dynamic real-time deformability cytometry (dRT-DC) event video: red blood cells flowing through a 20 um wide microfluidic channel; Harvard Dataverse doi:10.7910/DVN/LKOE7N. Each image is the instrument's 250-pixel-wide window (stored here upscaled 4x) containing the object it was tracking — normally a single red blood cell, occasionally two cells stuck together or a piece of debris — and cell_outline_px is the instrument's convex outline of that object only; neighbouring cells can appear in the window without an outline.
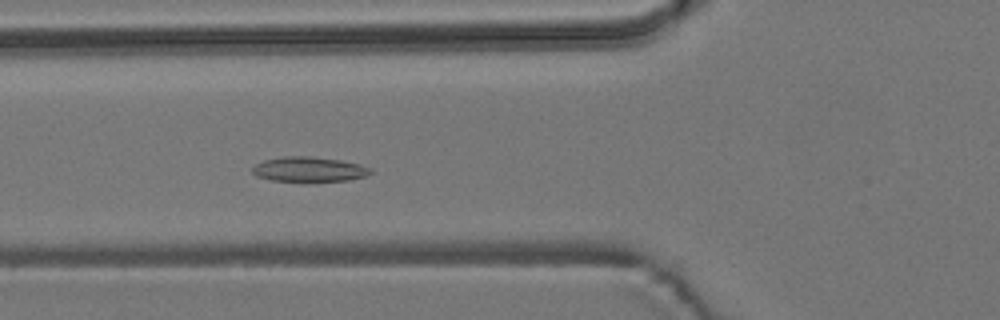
{"species": "common noctule bat (a hibernating species)", "species_latin": "Nyctalus noctula", "temperature_condition": "room temperature", "stored_images_in_passage": 53, "camera_frame_rate_fps": 3000, "um_per_image_px": 0.085, "animal": {"sex": "male", "body_mass_g": 19.2, "forearm_length_mm": 51.8}, "frame": {"image": 1, "passage_image": 18, "time_ms": 5.667, "image_size_px": [1000, 320], "cell_outline_px": [[372, 172], [364, 176], [348, 180], [272, 180], [256, 176], [252, 172], [252, 168], [256, 164], [264, 160], [284, 156], [312, 156], [340, 160], [360, 164], [372, 168]], "centroid_in_image_um": [26.27, 14.36], "position_along_channel_um": 99.5, "area_um2": 16.76}}
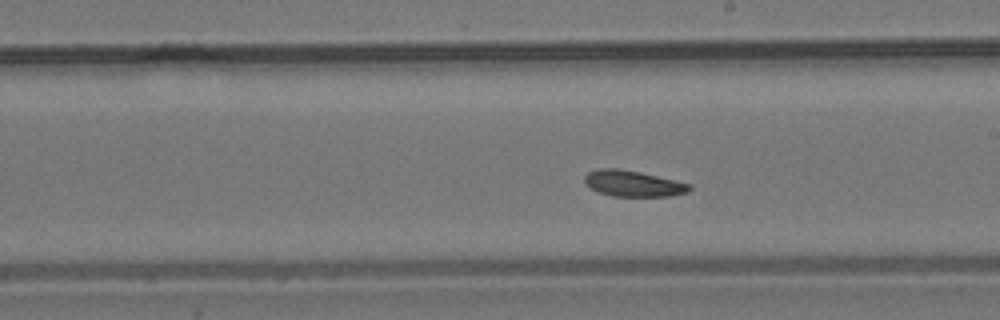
{"frame": {"image": 2, "passage_image": 29, "time_ms": 9.333, "image_size_px": [1000, 320], "cell_outline_px": [[692, 188], [688, 192], [672, 196], [612, 196], [596, 192], [584, 184], [584, 176], [588, 172], [600, 168], [616, 168], [640, 172], [676, 180], [692, 184]], "centroid_in_image_um": [53.8, 15.6], "position_along_channel_um": 235.2, "area_um2": 16.13}}
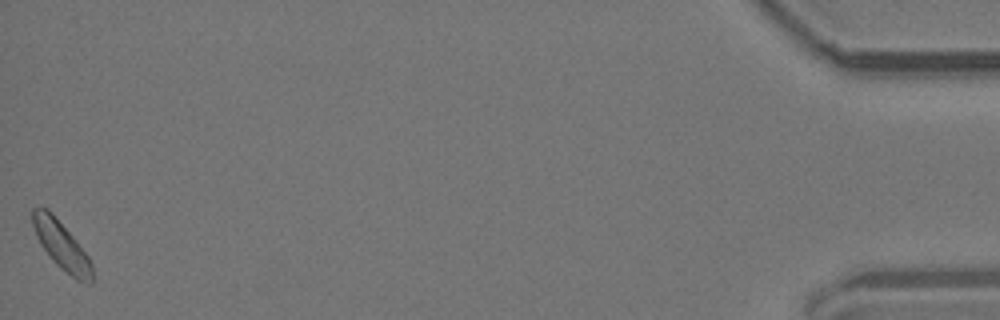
{"frame": {"image": 3, "passage_image": 53, "time_ms": 17.333, "image_size_px": [1000, 320], "cell_outline_px": [[92, 284], [88, 284], [76, 280], [60, 268], [52, 260], [40, 244], [36, 236], [32, 224], [32, 208], [48, 208], [52, 212], [72, 236], [88, 256], [92, 264]], "centroid_in_image_um": [5.22, 20.88], "position_along_channel_um": 430.0, "area_um2": 16.59}, "authors_computed_cell_mechanics": {"area_um2": 16.3574, "velocity_mm_per_s": 3.7035, "shape_relaxation_time_tau1_ms": 8.314, "shape_relaxation_time_tau2_ms": null, "deformation_change_tau1": 0.0968, "deformation_change_tau2": null}}